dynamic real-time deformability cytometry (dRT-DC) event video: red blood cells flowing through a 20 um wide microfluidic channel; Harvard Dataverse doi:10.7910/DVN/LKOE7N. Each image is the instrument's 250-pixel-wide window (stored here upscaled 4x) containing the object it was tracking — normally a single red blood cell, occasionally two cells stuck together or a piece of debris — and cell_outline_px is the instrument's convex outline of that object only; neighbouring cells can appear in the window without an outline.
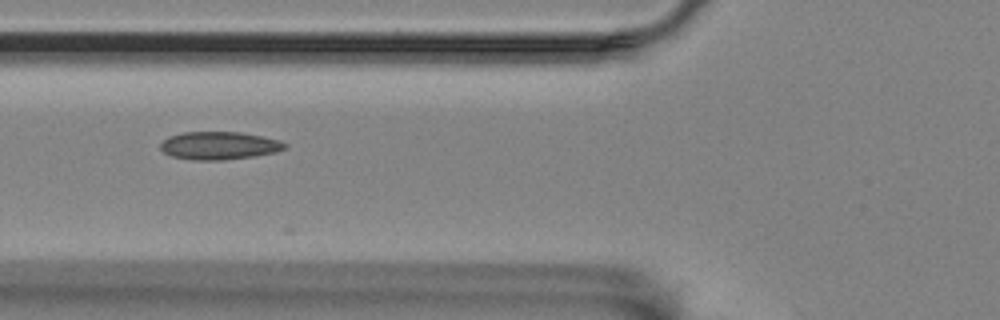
{"species": "Egyptian fruit bat (a non-hibernating species)", "species_latin": "Rousettus aegyptiacus", "temperature_condition": "room temperature", "stored_images_in_passage": 6, "camera_frame_rate_fps": 3000, "um_per_image_px": 0.085, "animal": {"sex": "female"}, "frame": {"image": 1, "passage_image": 5, "time_ms": 5.667, "image_size_px": [1000, 320], "cell_outline_px": [[288, 148], [276, 152], [256, 156], [224, 160], [192, 160], [172, 156], [164, 152], [160, 148], [160, 144], [168, 136], [184, 132], [240, 132], [264, 136], [280, 140], [288, 144]], "centroid_in_image_um": [18.68, 12.37], "position_along_channel_um": 107.1, "area_um2": 20.46}}
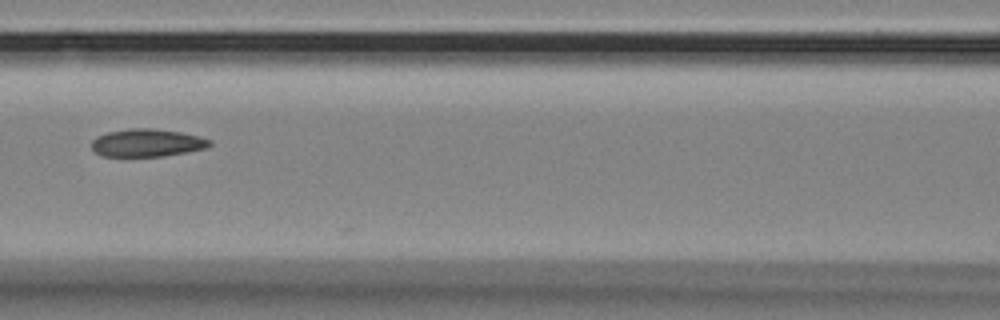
{"frame": {"image": 2, "passage_image": 6, "time_ms": 7.0, "image_size_px": [1000, 320], "cell_outline_px": [[212, 144], [208, 148], [164, 156], [100, 156], [92, 148], [92, 140], [96, 136], [108, 132], [128, 128], [152, 128], [180, 132], [200, 136], [212, 140]], "centroid_in_image_um": [12.52, 12.13], "position_along_channel_um": 154.1, "area_um2": 19.25}}